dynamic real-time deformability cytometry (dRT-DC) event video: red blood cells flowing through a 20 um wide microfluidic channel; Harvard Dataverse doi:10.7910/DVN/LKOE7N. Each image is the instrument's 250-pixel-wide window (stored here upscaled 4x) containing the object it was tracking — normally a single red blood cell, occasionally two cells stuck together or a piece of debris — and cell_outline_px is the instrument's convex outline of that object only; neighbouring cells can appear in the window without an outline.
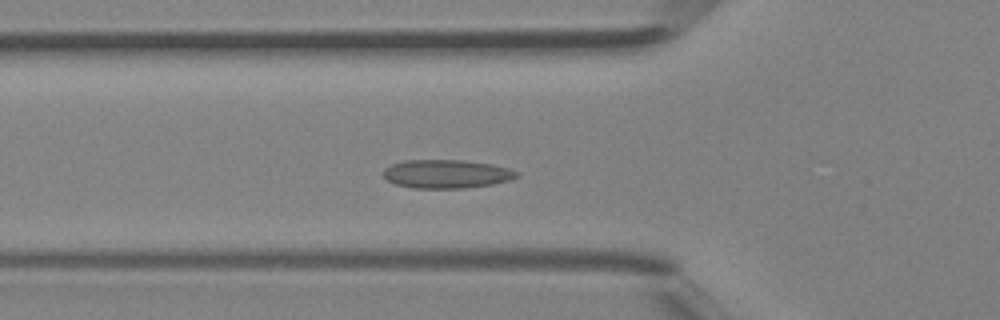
{"species": "Egyptian fruit bat (a non-hibernating species)", "species_latin": "Rousettus aegyptiacus", "temperature_condition": "room temperature", "stored_images_in_passage": 27, "camera_frame_rate_fps": 3000, "um_per_image_px": 0.085, "animal": {"sex": "female"}, "frame": {"image": 1, "passage_image": 5, "time_ms": 1.333, "image_size_px": [1000, 320], "cell_outline_px": [[520, 176], [512, 180], [492, 184], [464, 188], [412, 188], [396, 184], [388, 180], [380, 172], [384, 168], [392, 164], [404, 160], [464, 160], [492, 164], [508, 168], [520, 172]], "centroid_in_image_um": [37.97, 14.78], "position_along_channel_um": 87.8, "area_um2": 22.43}}
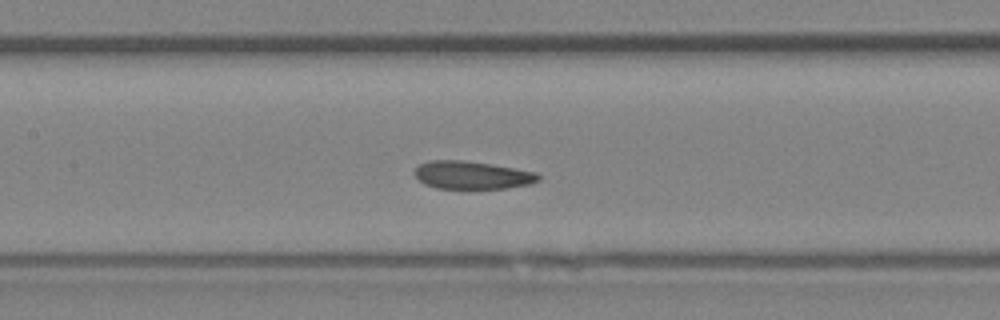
{"frame": {"image": 2, "passage_image": 10, "time_ms": 3.0, "image_size_px": [1000, 320], "cell_outline_px": [[540, 180], [528, 184], [508, 188], [436, 188], [424, 184], [412, 172], [420, 164], [428, 160], [464, 160], [492, 164], [516, 168], [536, 172], [540, 176]], "centroid_in_image_um": [40.12, 14.87], "position_along_channel_um": 167.3, "area_um2": 20.17}}
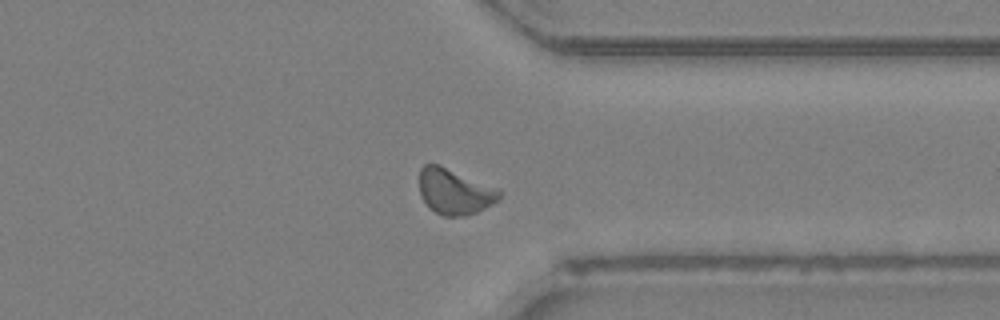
{"frame": {"image": 3, "passage_image": 23, "time_ms": 7.333, "image_size_px": [1000, 320], "cell_outline_px": [[500, 196], [492, 204], [476, 212], [464, 216], [444, 216], [428, 208], [420, 196], [420, 168], [424, 164], [440, 164], [500, 188]], "centroid_in_image_um": [38.63, 16.26], "position_along_channel_um": 372.8, "area_um2": 21.5}}